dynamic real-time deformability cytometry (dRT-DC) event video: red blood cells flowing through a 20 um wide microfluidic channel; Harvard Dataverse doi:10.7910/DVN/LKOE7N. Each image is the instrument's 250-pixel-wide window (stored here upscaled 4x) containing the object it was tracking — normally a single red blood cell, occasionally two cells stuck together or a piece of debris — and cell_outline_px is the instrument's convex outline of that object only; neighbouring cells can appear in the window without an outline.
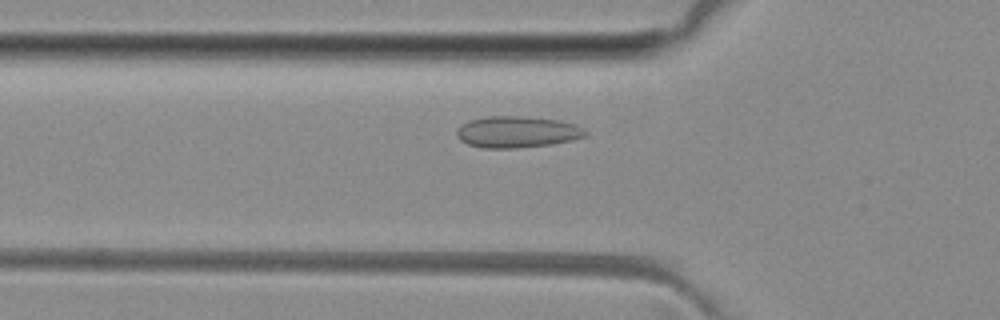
{"species": "common noctule bat (a hibernating species)", "species_latin": "Nyctalus noctula", "temperature_condition": "room temperature", "stored_images_in_passage": 19, "camera_frame_rate_fps": 3000, "um_per_image_px": 0.085, "animal": {"sex": "female", "body_mass_g": 29.2, "forearm_length_mm": 56.3}, "frame": {"image": 1, "passage_image": 3, "time_ms": 0.667, "image_size_px": [1000, 320], "cell_outline_px": [[588, 132], [584, 136], [572, 140], [548, 144], [516, 148], [484, 148], [468, 144], [460, 140], [456, 136], [456, 128], [468, 120], [488, 116], [520, 116], [560, 120], [576, 124], [584, 128]], "centroid_in_image_um": [43.93, 11.2], "position_along_channel_um": 81.9, "area_um2": 23.64}}
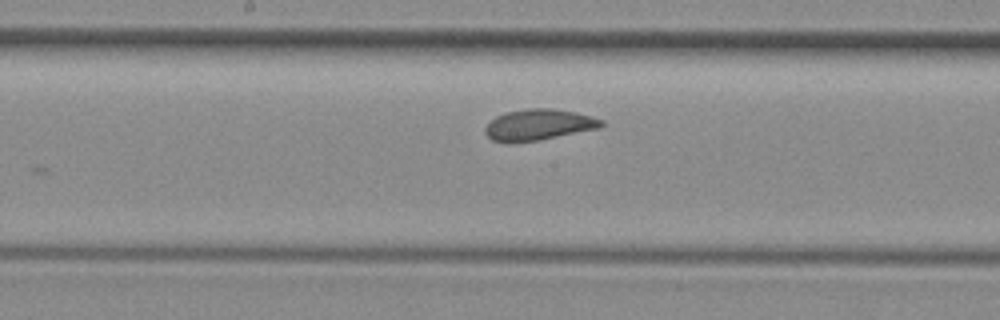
{"frame": {"image": 2, "passage_image": 12, "time_ms": 3.667, "image_size_px": [1000, 320], "cell_outline_px": [[604, 124], [600, 128], [540, 140], [512, 144], [508, 144], [492, 140], [484, 132], [484, 128], [496, 116], [504, 112], [528, 108], [552, 108], [576, 112], [592, 116], [604, 120]], "centroid_in_image_um": [45.78, 10.61], "position_along_channel_um": 202.4, "area_um2": 21.44}}
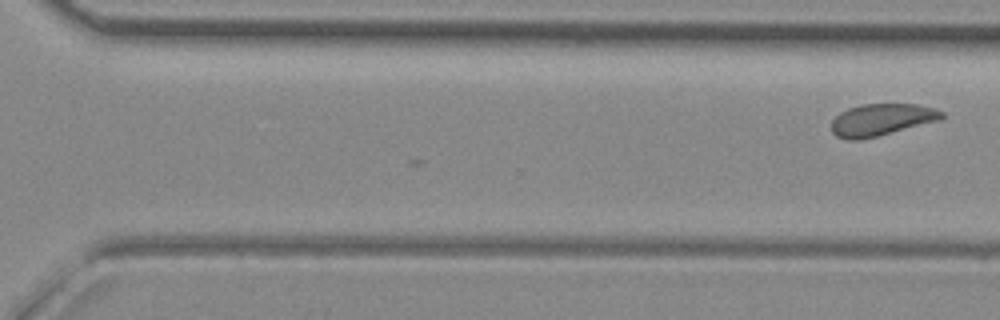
{"frame": {"image": 3, "passage_image": 19, "time_ms": 6.0, "image_size_px": [1000, 320], "cell_outline_px": [[944, 116], [940, 120], [876, 136], [856, 140], [848, 140], [836, 136], [832, 132], [832, 120], [840, 112], [848, 108], [860, 104], [916, 104], [932, 108], [944, 112]], "centroid_in_image_um": [74.9, 10.17], "position_along_channel_um": 295.7, "area_um2": 20.35}}